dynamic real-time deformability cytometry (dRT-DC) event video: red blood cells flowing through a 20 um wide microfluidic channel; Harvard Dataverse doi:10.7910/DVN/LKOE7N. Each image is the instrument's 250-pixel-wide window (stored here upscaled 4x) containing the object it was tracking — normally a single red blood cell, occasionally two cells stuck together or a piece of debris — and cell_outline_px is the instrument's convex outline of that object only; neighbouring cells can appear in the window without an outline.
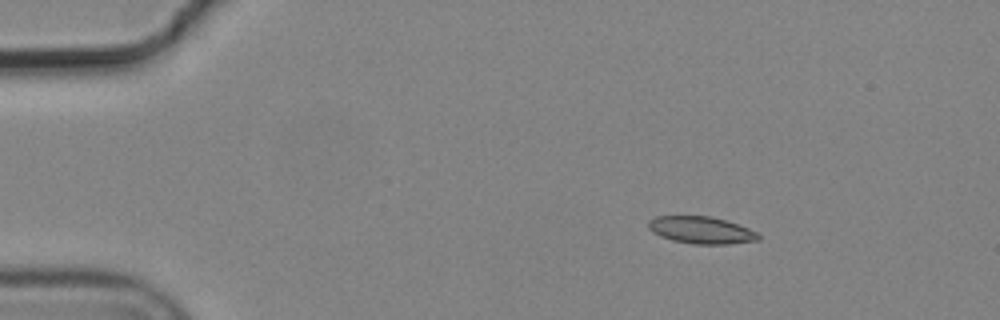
{"species": "common noctule bat (a hibernating species)", "species_latin": "Nyctalus noctula", "temperature_condition": "cold", "stored_images_in_passage": 4, "camera_frame_rate_fps": 3000, "um_per_image_px": 0.085, "animal": {"sex": "male", "body_mass_g": 19.2, "forearm_length_mm": 51.8}, "frame": {"image": 1, "passage_image": 2, "time_ms": 0.333, "image_size_px": [1000, 320], "cell_outline_px": [[760, 240], [728, 244], [692, 244], [672, 240], [660, 236], [652, 232], [648, 228], [648, 220], [656, 216], [708, 216], [724, 220], [748, 228], [756, 232], [760, 236]], "centroid_in_image_um": [59.57, 19.56], "position_along_channel_um": 25.4, "area_um2": 17.34}}